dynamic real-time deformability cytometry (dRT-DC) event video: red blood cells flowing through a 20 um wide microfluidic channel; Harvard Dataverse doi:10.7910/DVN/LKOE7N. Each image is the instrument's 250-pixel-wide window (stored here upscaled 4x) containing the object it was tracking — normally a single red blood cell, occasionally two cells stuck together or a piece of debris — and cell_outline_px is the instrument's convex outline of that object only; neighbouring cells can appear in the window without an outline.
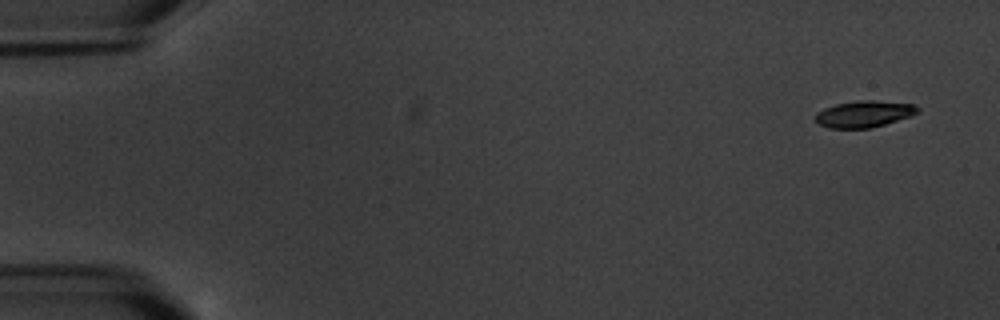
{"species": "common noctule bat (a hibernating species)", "species_latin": "Nyctalus noctula", "temperature_condition": "warm", "stored_images_in_passage": 9, "camera_frame_rate_fps": 3000, "um_per_image_px": 0.085, "animal": {"sex": "male", "body_mass_g": 20.1, "forearm_length_mm": 53.5}, "frame": {"image": 1, "passage_image": 1, "time_ms": 0.0, "image_size_px": [1000, 320], "cell_outline_px": [[920, 112], [912, 116], [884, 124], [868, 128], [828, 128], [820, 124], [816, 120], [816, 112], [824, 108], [836, 104], [856, 100], [872, 100], [916, 104], [920, 108]], "centroid_in_image_um": [73.49, 9.67], "position_along_channel_um": 11.5, "area_um2": 15.9}}
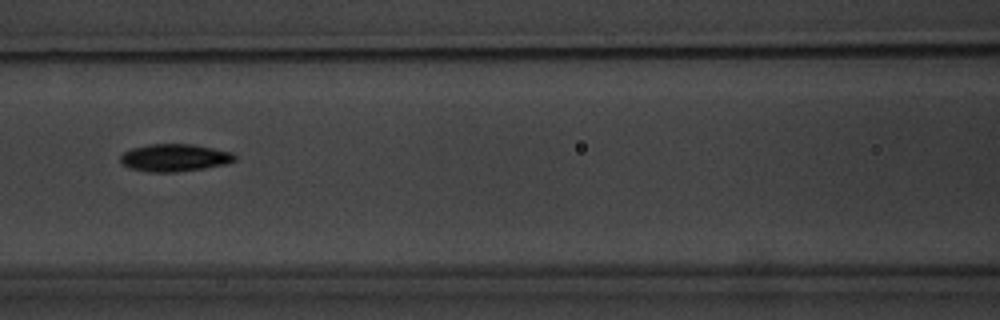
{"frame": {"image": 2, "passage_image": 7, "time_ms": 8.0, "image_size_px": [1000, 320], "cell_outline_px": [[236, 160], [228, 164], [204, 168], [176, 172], [148, 172], [128, 168], [120, 160], [120, 156], [124, 152], [132, 148], [148, 144], [192, 144], [232, 152], [236, 156]], "centroid_in_image_um": [14.85, 13.41], "position_along_channel_um": 151.8, "area_um2": 18.38}}
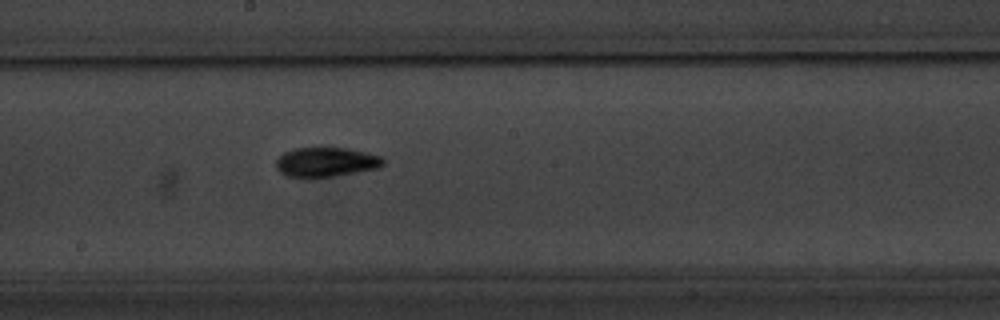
{"frame": {"image": 3, "passage_image": 9, "time_ms": 10.0, "image_size_px": [1000, 320], "cell_outline_px": [[384, 164], [380, 168], [312, 180], [304, 180], [288, 176], [280, 172], [276, 168], [276, 160], [284, 152], [292, 148], [348, 148], [380, 156], [384, 160]], "centroid_in_image_um": [27.67, 13.82], "position_along_channel_um": 220.5, "area_um2": 18.96}}